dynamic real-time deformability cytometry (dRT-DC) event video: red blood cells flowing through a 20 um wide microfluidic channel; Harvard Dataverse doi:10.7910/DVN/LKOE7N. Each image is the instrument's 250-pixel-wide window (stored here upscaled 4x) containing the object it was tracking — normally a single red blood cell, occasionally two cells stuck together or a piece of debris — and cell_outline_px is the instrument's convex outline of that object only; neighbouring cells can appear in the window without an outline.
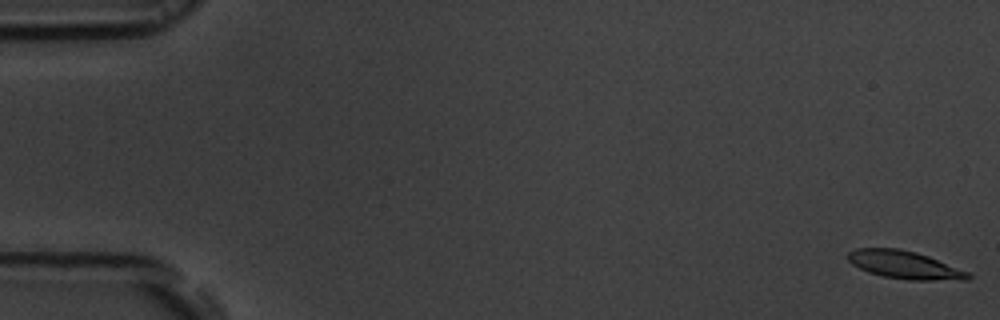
{"species": "common noctule bat (a hibernating species)", "species_latin": "Nyctalus noctula", "temperature_condition": "room temperature", "stored_images_in_passage": 55, "camera_frame_rate_fps": 3000, "um_per_image_px": 0.085, "animal": {"sex": "male", "body_mass_g": 19.5, "forearm_length_mm": 54.6}, "frame": {"image": 1, "passage_image": 1, "time_ms": 0.0, "image_size_px": [1000, 320], "cell_outline_px": [[972, 276], [968, 280], [908, 280], [884, 276], [868, 272], [852, 264], [848, 260], [848, 252], [856, 248], [900, 248], [916, 252], [928, 256], [968, 272]], "centroid_in_image_um": [76.88, 22.51], "position_along_channel_um": 8.1, "area_um2": 19.42}}
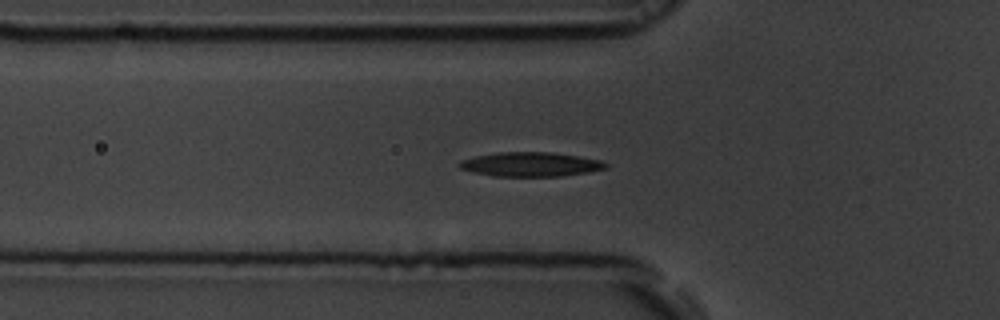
{"frame": {"image": 2, "passage_image": 19, "time_ms": 6.0, "image_size_px": [1000, 320], "cell_outline_px": [[608, 168], [588, 172], [560, 176], [492, 176], [472, 172], [460, 168], [456, 164], [460, 160], [476, 156], [500, 152], [552, 152], [600, 160], [608, 164]], "centroid_in_image_um": [45.07, 13.97], "position_along_channel_um": 80.7, "area_um2": 20.69}}
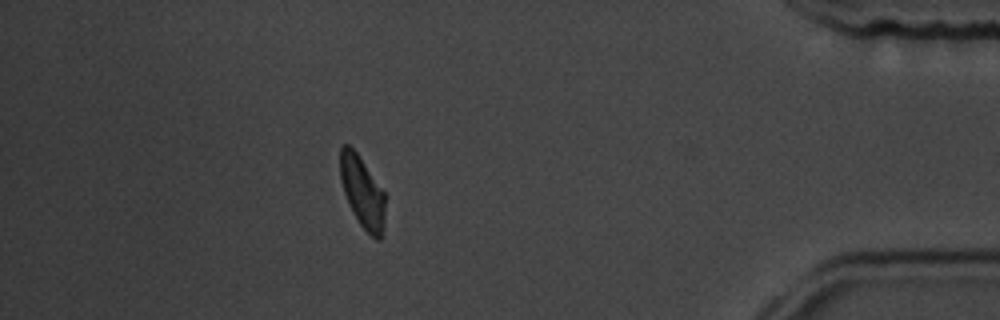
{"frame": {"image": 3, "passage_image": 49, "time_ms": 16.0, "image_size_px": [1000, 320], "cell_outline_px": [[384, 224], [380, 240], [376, 240], [360, 224], [352, 212], [344, 192], [340, 180], [340, 148], [344, 144], [348, 144], [356, 152], [384, 192]], "centroid_in_image_um": [30.78, 16.32], "position_along_channel_um": 404.4, "area_um2": 18.38}, "authors_computed_cell_mechanics": {"area_um2": 19.7676, "velocity_mm_per_s": 3.6877, "shape_relaxation_time_tau1_ms": 3.6759, "shape_relaxation_time_tau2_ms": 5.451, "deformation_change_tau1": 0.1293, "deformation_change_tau2": 0.1278}}